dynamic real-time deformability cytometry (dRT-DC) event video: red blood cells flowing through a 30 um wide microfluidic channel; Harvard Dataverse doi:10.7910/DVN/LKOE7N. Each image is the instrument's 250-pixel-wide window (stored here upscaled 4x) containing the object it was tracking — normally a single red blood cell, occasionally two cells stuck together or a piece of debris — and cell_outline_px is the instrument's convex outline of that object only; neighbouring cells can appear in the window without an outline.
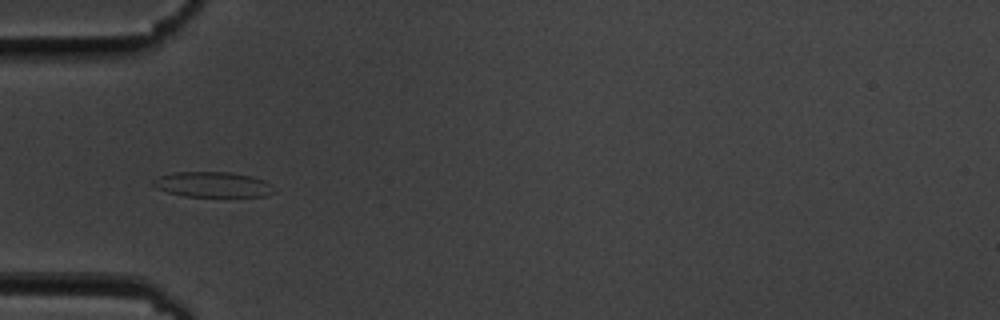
{"species": "common noctule bat (a hibernating species)", "species_latin": "Nyctalus noctula", "temperature_condition": "cold", "stored_images_in_passage": 39, "camera_frame_rate_fps": 3000, "um_per_image_px": 0.085, "animal": {"sex": "male", "body_mass_g": 19.5, "forearm_length_mm": 54.6}, "frame": {"image": 1, "passage_image": 1, "time_ms": 0.0, "image_size_px": [1000, 320], "cell_outline_px": [[276, 192], [268, 196], [184, 196], [168, 192], [156, 188], [152, 184], [152, 180], [160, 176], [172, 172], [228, 172], [252, 176], [264, 180], [272, 184]], "centroid_in_image_um": [18.11, 15.68], "position_along_channel_um": 66.9, "area_um2": 17.92}}
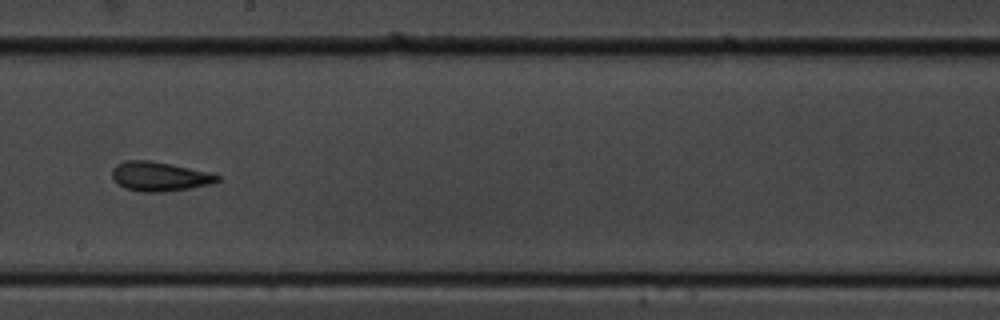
{"frame": {"image": 2, "passage_image": 15, "time_ms": 4.667, "image_size_px": [1000, 320], "cell_outline_px": [[220, 180], [212, 184], [164, 192], [140, 192], [124, 188], [116, 184], [112, 180], [112, 168], [116, 164], [124, 160], [148, 160], [172, 164], [208, 172], [220, 176]], "centroid_in_image_um": [13.5, 15.0], "position_along_channel_um": 234.7, "area_um2": 18.21}}
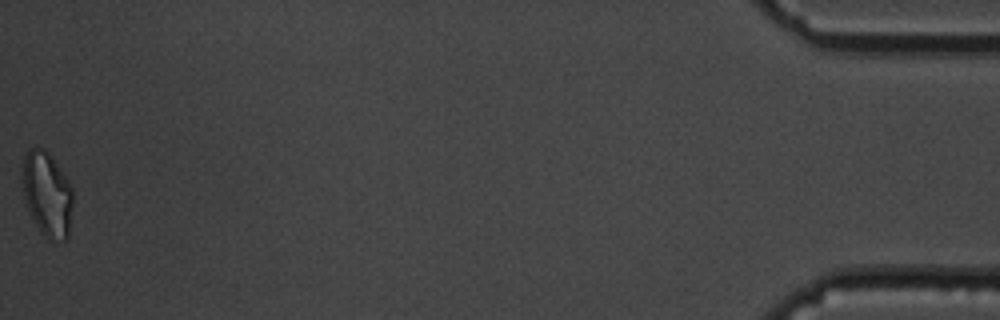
{"frame": {"image": 3, "passage_image": 39, "time_ms": 12.667, "image_size_px": [1000, 320], "cell_outline_px": [[72, 204], [68, 240], [48, 240], [40, 232], [28, 208], [24, 196], [24, 156], [32, 148], [44, 148], [48, 152], [68, 180], [72, 188]], "centroid_in_image_um": [4.04, 16.54], "position_along_channel_um": 431.2, "area_um2": 24.39}, "authors_computed_cell_mechanics": {"area_um2": 17.9758, "velocity_mm_per_s": 3.6146, "shape_relaxation_time_tau1_ms": 4.2255, "shape_relaxation_time_tau2_ms": 2.1708, "deformation_change_tau1": 0.1055, "deformation_change_tau2": 0.0903}}